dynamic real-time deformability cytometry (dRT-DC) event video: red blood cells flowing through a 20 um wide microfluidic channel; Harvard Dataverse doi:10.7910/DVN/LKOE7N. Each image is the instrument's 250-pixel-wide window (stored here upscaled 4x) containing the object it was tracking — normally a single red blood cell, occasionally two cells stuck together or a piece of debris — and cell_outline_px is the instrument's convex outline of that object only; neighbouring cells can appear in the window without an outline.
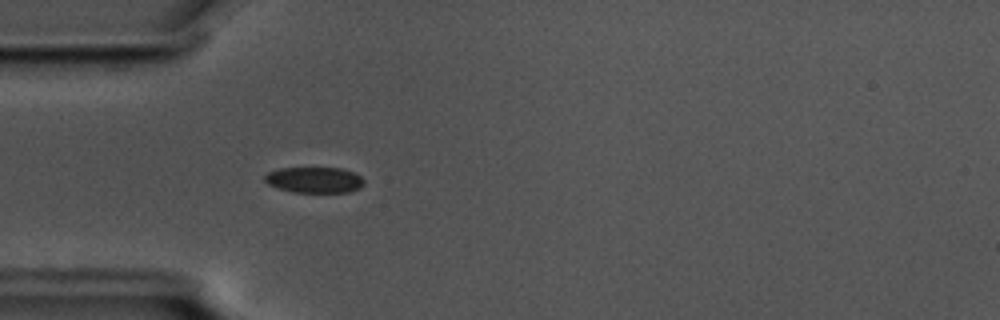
{"species": "common noctule bat (a hibernating species)", "species_latin": "Nyctalus noctula", "temperature_condition": "cold", "stored_images_in_passage": 48, "camera_frame_rate_fps": 3000, "um_per_image_px": 0.085, "animal": {"sex": "male", "body_mass_g": 17.5, "forearm_length_mm": 52.3}, "frame": {"image": 1, "passage_image": 8, "time_ms": 2.333, "image_size_px": [1000, 320], "cell_outline_px": [[364, 184], [360, 188], [348, 192], [292, 192], [268, 184], [264, 180], [264, 176], [268, 172], [280, 168], [340, 168], [352, 172], [360, 176], [364, 180]], "centroid_in_image_um": [26.72, 15.29], "position_along_channel_um": 58.3, "area_um2": 14.85}}
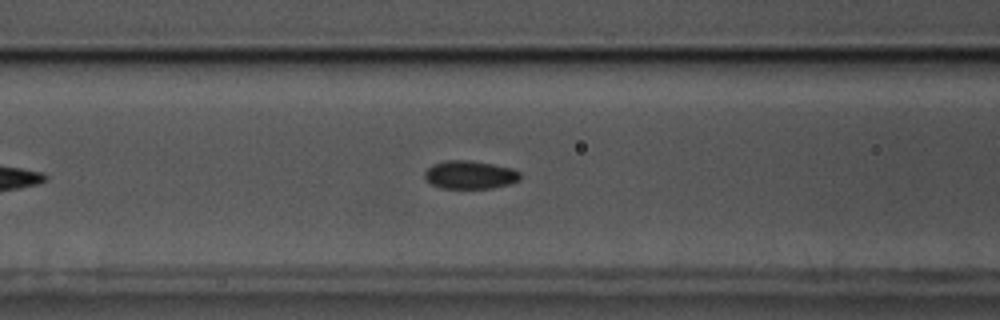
{"frame": {"image": 2, "passage_image": 14, "time_ms": 4.333, "image_size_px": [1000, 320], "cell_outline_px": [[520, 180], [508, 184], [492, 188], [440, 188], [432, 184], [424, 176], [424, 172], [432, 164], [444, 160], [468, 160], [492, 164], [512, 168], [520, 172]], "centroid_in_image_um": [39.93, 14.85], "position_along_channel_um": 126.7, "area_um2": 15.66}, "authors_computed_cell_mechanics": {"area_um2": 15.6638, "velocity_mm_per_s": 3.5762, "shape_relaxation_time_tau1_ms": 2.7979, "shape_relaxation_time_tau2_ms": 3.9285, "deformation_change_tau1": 0.0837, "deformation_change_tau2": 0.066}}